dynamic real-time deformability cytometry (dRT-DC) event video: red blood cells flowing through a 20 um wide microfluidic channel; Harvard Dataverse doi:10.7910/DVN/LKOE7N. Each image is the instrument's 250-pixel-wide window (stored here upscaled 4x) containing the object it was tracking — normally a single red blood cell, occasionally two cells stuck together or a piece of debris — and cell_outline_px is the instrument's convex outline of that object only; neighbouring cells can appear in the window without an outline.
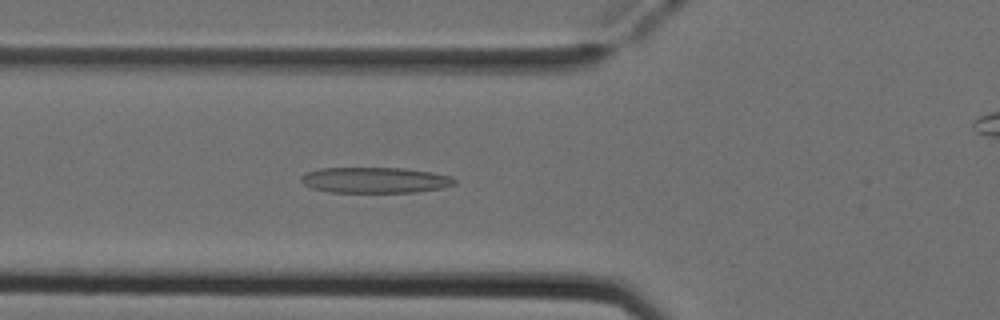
{"species": "Egyptian fruit bat (a non-hibernating species)", "species_latin": "Rousettus aegyptiacus", "temperature_condition": "cold", "stored_images_in_passage": 38, "camera_frame_rate_fps": 3000, "um_per_image_px": 0.085, "animal": {"sex": "female"}, "frame": {"image": 1, "passage_image": 19, "time_ms": 6.0, "image_size_px": [1000, 320], "cell_outline_px": [[456, 184], [440, 188], [416, 192], [328, 192], [312, 188], [304, 184], [300, 180], [300, 176], [304, 172], [320, 168], [404, 168], [432, 172], [452, 176], [456, 180]], "centroid_in_image_um": [31.86, 15.3], "position_along_channel_um": 93.9, "area_um2": 23.18}}
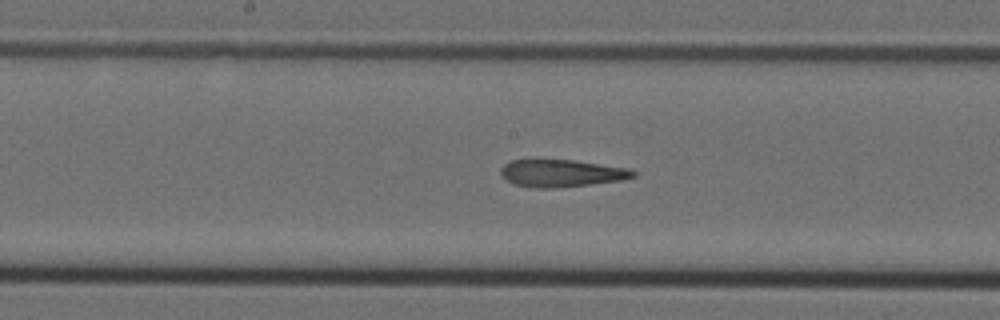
{"frame": {"image": 2, "passage_image": 27, "time_ms": 8.667, "image_size_px": [1000, 320], "cell_outline_px": [[636, 176], [620, 180], [560, 188], [532, 188], [512, 184], [504, 180], [500, 176], [500, 168], [504, 164], [512, 160], [532, 156], [536, 156], [572, 160], [628, 168], [636, 172]], "centroid_in_image_um": [47.58, 14.68], "position_along_channel_um": 200.6, "area_um2": 22.14}}
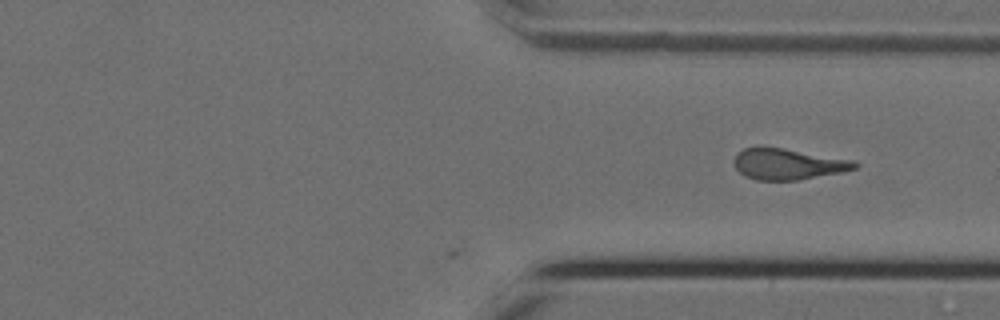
{"frame": {"image": 3, "passage_image": 38, "time_ms": 12.333, "image_size_px": [1000, 320], "cell_outline_px": [[860, 164], [856, 168], [844, 172], [800, 180], [756, 180], [744, 176], [732, 164], [732, 160], [736, 152], [744, 148], [756, 144], [760, 144], [784, 148], [852, 160]], "centroid_in_image_um": [66.9, 13.92], "position_along_channel_um": 344.5, "area_um2": 22.54}}